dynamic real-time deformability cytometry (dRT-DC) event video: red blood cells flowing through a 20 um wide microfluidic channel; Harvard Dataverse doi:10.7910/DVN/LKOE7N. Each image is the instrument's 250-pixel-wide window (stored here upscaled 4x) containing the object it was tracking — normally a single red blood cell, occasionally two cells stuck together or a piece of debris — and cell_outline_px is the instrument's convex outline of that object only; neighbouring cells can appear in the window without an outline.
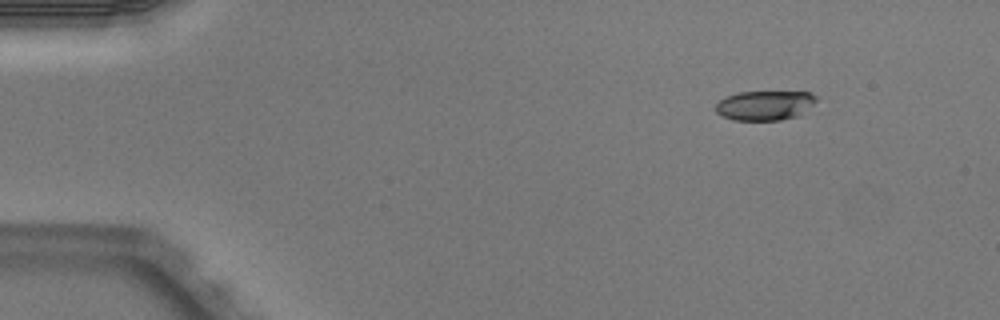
{"species": "Egyptian fruit bat (a non-hibernating species)", "species_latin": "Rousettus aegyptiacus", "temperature_condition": "warm", "stored_images_in_passage": 5, "segment_of_instrument_passage": [2, 2], "camera_frame_rate_fps": 3000, "um_per_image_px": 0.085, "animal": {"sex": "male"}, "frame": {"image": 1, "passage_image": 5, "time_ms": 1.333, "image_size_px": [1000, 320], "cell_outline_px": [[816, 100], [800, 116], [780, 120], [732, 120], [716, 112], [716, 104], [724, 96], [736, 92], [812, 92], [816, 96]], "centroid_in_image_um": [65.0, 8.95], "position_along_channel_um": 20.0, "area_um2": 17.4}}